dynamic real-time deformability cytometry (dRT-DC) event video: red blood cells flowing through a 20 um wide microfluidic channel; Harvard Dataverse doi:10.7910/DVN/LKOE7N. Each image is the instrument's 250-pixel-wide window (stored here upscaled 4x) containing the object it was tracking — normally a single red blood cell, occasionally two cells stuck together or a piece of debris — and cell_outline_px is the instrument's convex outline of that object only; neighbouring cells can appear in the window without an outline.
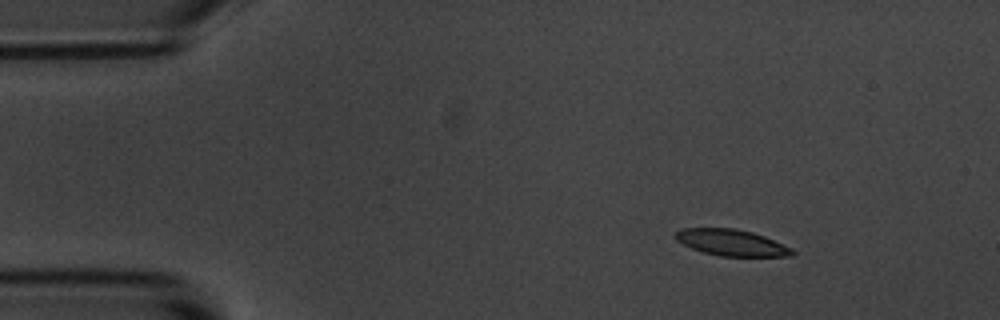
{"species": "common noctule bat (a hibernating species)", "species_latin": "Nyctalus noctula", "temperature_condition": "room temperature", "stored_images_in_passage": 5, "camera_frame_rate_fps": 3000, "um_per_image_px": 0.085, "animal": {"sex": "male", "body_mass_g": 20.1, "forearm_length_mm": 53.5}, "frame": {"image": 1, "passage_image": 2, "time_ms": 1.333, "image_size_px": [1000, 320], "cell_outline_px": [[796, 252], [792, 256], [720, 256], [704, 252], [692, 248], [676, 240], [672, 236], [680, 228], [736, 228], [752, 232], [764, 236], [792, 248]], "centroid_in_image_um": [62.17, 20.61], "position_along_channel_um": 22.8, "area_um2": 17.92}}
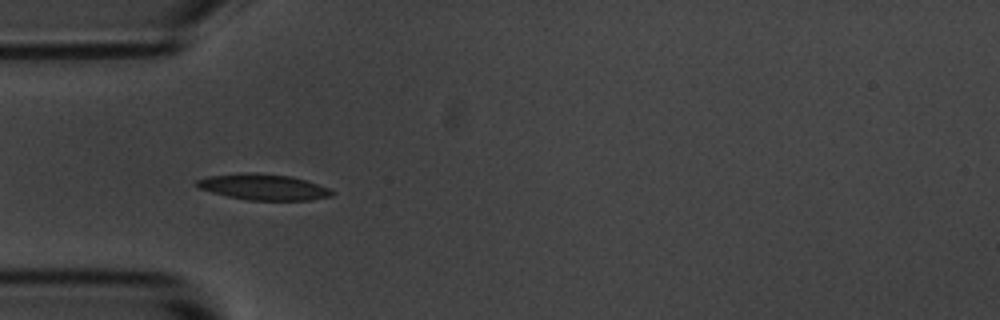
{"frame": {"image": 2, "passage_image": 4, "time_ms": 4.333, "image_size_px": [1000, 320], "cell_outline_px": [[336, 192], [332, 196], [308, 200], [248, 200], [228, 196], [212, 192], [200, 188], [192, 184], [196, 180], [208, 176], [256, 172], [288, 176], [304, 180], [328, 188]], "centroid_in_image_um": [22.36, 15.9], "position_along_channel_um": 62.6, "area_um2": 20.17}}